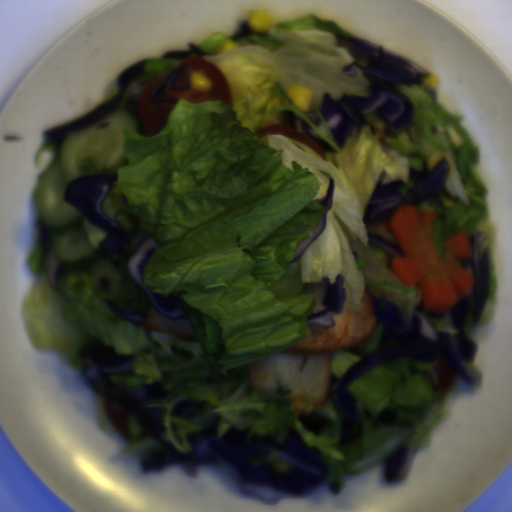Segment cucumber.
I'll return each mask as SVG.
<instances>
[{
    "instance_id": "8b760119",
    "label": "cucumber",
    "mask_w": 512,
    "mask_h": 512,
    "mask_svg": "<svg viewBox=\"0 0 512 512\" xmlns=\"http://www.w3.org/2000/svg\"><path fill=\"white\" fill-rule=\"evenodd\" d=\"M126 129L145 136L141 117L121 108L65 135L53 163L38 179L33 196L39 219L50 234L53 252L63 269L82 272L108 257L99 245L107 231L88 222L80 210L66 202L64 194L70 181L85 176L76 163L78 158L89 157L97 168L129 164Z\"/></svg>"
}]
</instances>
